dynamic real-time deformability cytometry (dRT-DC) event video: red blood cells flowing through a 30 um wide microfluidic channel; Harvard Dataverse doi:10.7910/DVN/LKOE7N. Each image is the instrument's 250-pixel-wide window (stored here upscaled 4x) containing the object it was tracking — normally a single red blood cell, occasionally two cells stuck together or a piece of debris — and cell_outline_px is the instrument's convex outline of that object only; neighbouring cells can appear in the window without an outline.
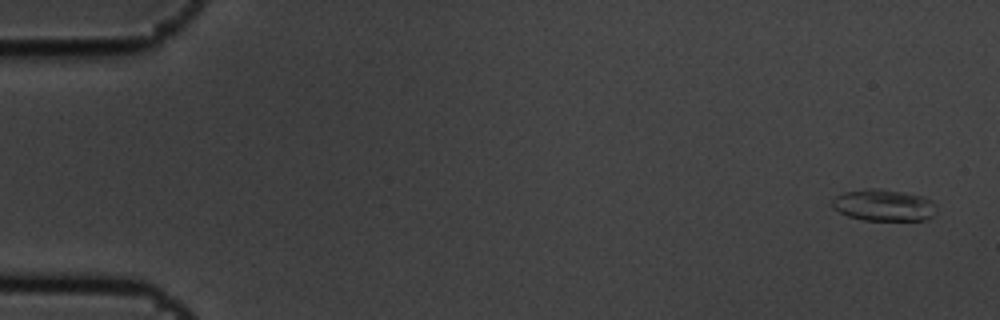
{"species": "common noctule bat (a hibernating species)", "species_latin": "Nyctalus noctula", "temperature_condition": "cold", "stored_images_in_passage": 5, "camera_frame_rate_fps": 3000, "um_per_image_px": 0.085, "animal": {"sex": "male", "body_mass_g": 19.5, "forearm_length_mm": 54.6}, "frame": {"image": 1, "passage_image": 1, "time_ms": 0.0, "image_size_px": [1000, 320], "cell_outline_px": [[932, 216], [924, 220], [864, 220], [848, 216], [832, 208], [832, 200], [836, 196], [844, 192], [864, 188], [880, 188], [904, 192], [924, 196], [932, 200]], "centroid_in_image_um": [75.05, 17.42], "position_along_channel_um": 9.9, "area_um2": 19.13}}